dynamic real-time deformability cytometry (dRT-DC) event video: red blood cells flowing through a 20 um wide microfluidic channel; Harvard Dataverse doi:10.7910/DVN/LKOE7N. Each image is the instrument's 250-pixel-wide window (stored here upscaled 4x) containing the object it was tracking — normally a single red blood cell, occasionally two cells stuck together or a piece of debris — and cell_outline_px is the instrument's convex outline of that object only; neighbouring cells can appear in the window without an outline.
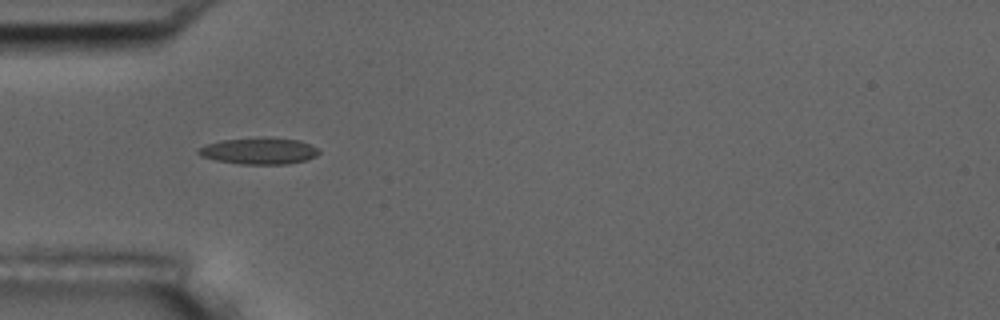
{"species": "common noctule bat (a hibernating species)", "species_latin": "Nyctalus noctula", "temperature_condition": "room temperature", "stored_images_in_passage": 8, "camera_frame_rate_fps": 3000, "um_per_image_px": 0.085, "animal": {"sex": "male", "body_mass_g": 17.5, "forearm_length_mm": 52.3}, "frame": {"image": 1, "passage_image": 5, "time_ms": 4.667, "image_size_px": [1000, 320], "cell_outline_px": [[320, 152], [316, 156], [304, 160], [288, 164], [240, 164], [216, 160], [200, 156], [196, 152], [196, 148], [204, 144], [220, 140], [260, 136], [272, 136], [300, 140], [320, 148]], "centroid_in_image_um": [22.0, 12.8], "position_along_channel_um": 63.0, "area_um2": 19.31}}
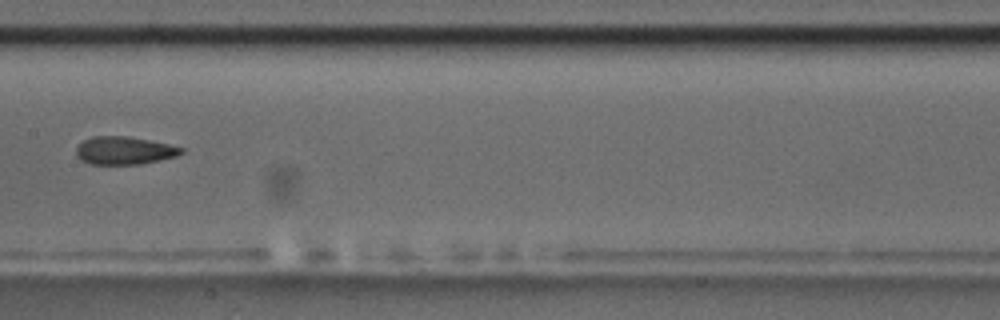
{"frame": {"image": 2, "passage_image": 8, "time_ms": 8.333, "image_size_px": [1000, 320], "cell_outline_px": [[184, 152], [176, 156], [140, 164], [88, 164], [80, 160], [76, 156], [76, 148], [84, 140], [92, 136], [128, 136], [168, 144], [184, 148]], "centroid_in_image_um": [10.53, 12.8], "position_along_channel_um": 196.9, "area_um2": 17.05}}